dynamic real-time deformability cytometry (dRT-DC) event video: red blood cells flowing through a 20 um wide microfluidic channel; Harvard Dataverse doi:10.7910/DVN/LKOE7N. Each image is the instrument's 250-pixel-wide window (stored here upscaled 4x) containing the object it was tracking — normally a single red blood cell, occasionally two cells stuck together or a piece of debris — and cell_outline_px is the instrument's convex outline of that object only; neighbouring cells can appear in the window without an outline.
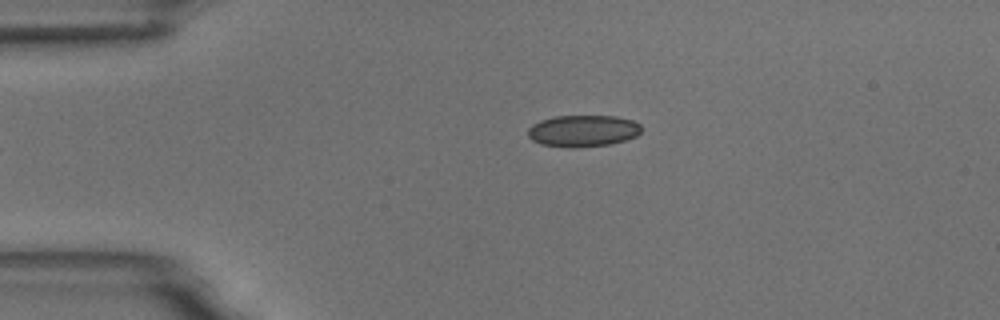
{"species": "common noctule bat (a hibernating species)", "species_latin": "Nyctalus noctula", "temperature_condition": "room temperature", "stored_images_in_passage": 5, "camera_frame_rate_fps": 3000, "um_per_image_px": 0.085, "animal": {"sex": "male", "body_mass_g": 18.8}, "frame": {"image": 1, "passage_image": 5, "time_ms": 4.333, "image_size_px": [1000, 320], "cell_outline_px": [[640, 132], [636, 136], [624, 140], [608, 144], [576, 148], [572, 148], [540, 144], [532, 140], [528, 136], [528, 128], [532, 124], [540, 120], [556, 116], [616, 116], [632, 120], [640, 124]], "centroid_in_image_um": [49.52, 11.12], "position_along_channel_um": 35.5, "area_um2": 20.92}}